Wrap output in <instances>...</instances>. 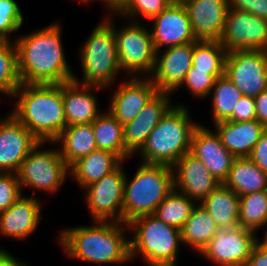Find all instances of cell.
<instances>
[{"mask_svg":"<svg viewBox=\"0 0 267 266\" xmlns=\"http://www.w3.org/2000/svg\"><path fill=\"white\" fill-rule=\"evenodd\" d=\"M253 15L267 20V0L255 1V12Z\"/></svg>","mask_w":267,"mask_h":266,"instance_id":"cell-47","label":"cell"},{"mask_svg":"<svg viewBox=\"0 0 267 266\" xmlns=\"http://www.w3.org/2000/svg\"><path fill=\"white\" fill-rule=\"evenodd\" d=\"M174 189L199 204L221 183L211 175L205 164L190 151L173 166Z\"/></svg>","mask_w":267,"mask_h":266,"instance_id":"cell-16","label":"cell"},{"mask_svg":"<svg viewBox=\"0 0 267 266\" xmlns=\"http://www.w3.org/2000/svg\"><path fill=\"white\" fill-rule=\"evenodd\" d=\"M61 27L54 22L14 41L21 84H61L73 80L61 41Z\"/></svg>","mask_w":267,"mask_h":266,"instance_id":"cell-1","label":"cell"},{"mask_svg":"<svg viewBox=\"0 0 267 266\" xmlns=\"http://www.w3.org/2000/svg\"><path fill=\"white\" fill-rule=\"evenodd\" d=\"M39 142L21 163L17 172L20 187H30L31 195L35 197L37 190L55 193L70 175L69 166L61 157L59 149H41Z\"/></svg>","mask_w":267,"mask_h":266,"instance_id":"cell-9","label":"cell"},{"mask_svg":"<svg viewBox=\"0 0 267 266\" xmlns=\"http://www.w3.org/2000/svg\"><path fill=\"white\" fill-rule=\"evenodd\" d=\"M93 224L61 231L58 243L68 258L100 265H122L131 260L127 223L95 220Z\"/></svg>","mask_w":267,"mask_h":266,"instance_id":"cell-2","label":"cell"},{"mask_svg":"<svg viewBox=\"0 0 267 266\" xmlns=\"http://www.w3.org/2000/svg\"><path fill=\"white\" fill-rule=\"evenodd\" d=\"M61 144L60 154L70 167L78 159L97 150L92 123L67 126L54 142Z\"/></svg>","mask_w":267,"mask_h":266,"instance_id":"cell-26","label":"cell"},{"mask_svg":"<svg viewBox=\"0 0 267 266\" xmlns=\"http://www.w3.org/2000/svg\"><path fill=\"white\" fill-rule=\"evenodd\" d=\"M227 120L232 122H246L256 120L254 98L243 95L237 102L235 111Z\"/></svg>","mask_w":267,"mask_h":266,"instance_id":"cell-40","label":"cell"},{"mask_svg":"<svg viewBox=\"0 0 267 266\" xmlns=\"http://www.w3.org/2000/svg\"><path fill=\"white\" fill-rule=\"evenodd\" d=\"M218 229L209 212L198 203L180 230L182 244L200 253Z\"/></svg>","mask_w":267,"mask_h":266,"instance_id":"cell-30","label":"cell"},{"mask_svg":"<svg viewBox=\"0 0 267 266\" xmlns=\"http://www.w3.org/2000/svg\"><path fill=\"white\" fill-rule=\"evenodd\" d=\"M23 195L17 173H0V213Z\"/></svg>","mask_w":267,"mask_h":266,"instance_id":"cell-39","label":"cell"},{"mask_svg":"<svg viewBox=\"0 0 267 266\" xmlns=\"http://www.w3.org/2000/svg\"><path fill=\"white\" fill-rule=\"evenodd\" d=\"M267 229V228H266ZM262 241V242H261ZM260 241L262 245H264L267 248V230L264 233V238Z\"/></svg>","mask_w":267,"mask_h":266,"instance_id":"cell-49","label":"cell"},{"mask_svg":"<svg viewBox=\"0 0 267 266\" xmlns=\"http://www.w3.org/2000/svg\"><path fill=\"white\" fill-rule=\"evenodd\" d=\"M190 152L199 158L209 173L223 184L236 159L221 143L218 134L199 124L191 138Z\"/></svg>","mask_w":267,"mask_h":266,"instance_id":"cell-20","label":"cell"},{"mask_svg":"<svg viewBox=\"0 0 267 266\" xmlns=\"http://www.w3.org/2000/svg\"><path fill=\"white\" fill-rule=\"evenodd\" d=\"M219 42L227 52L247 49L267 51V20L247 11L229 9Z\"/></svg>","mask_w":267,"mask_h":266,"instance_id":"cell-13","label":"cell"},{"mask_svg":"<svg viewBox=\"0 0 267 266\" xmlns=\"http://www.w3.org/2000/svg\"><path fill=\"white\" fill-rule=\"evenodd\" d=\"M256 120L267 128V90L254 98Z\"/></svg>","mask_w":267,"mask_h":266,"instance_id":"cell-42","label":"cell"},{"mask_svg":"<svg viewBox=\"0 0 267 266\" xmlns=\"http://www.w3.org/2000/svg\"><path fill=\"white\" fill-rule=\"evenodd\" d=\"M0 266H27L20 259L7 252L5 249L0 248Z\"/></svg>","mask_w":267,"mask_h":266,"instance_id":"cell-45","label":"cell"},{"mask_svg":"<svg viewBox=\"0 0 267 266\" xmlns=\"http://www.w3.org/2000/svg\"><path fill=\"white\" fill-rule=\"evenodd\" d=\"M41 209L39 198L22 195L10 208L0 213V235L26 239L38 227Z\"/></svg>","mask_w":267,"mask_h":266,"instance_id":"cell-22","label":"cell"},{"mask_svg":"<svg viewBox=\"0 0 267 266\" xmlns=\"http://www.w3.org/2000/svg\"><path fill=\"white\" fill-rule=\"evenodd\" d=\"M123 164L84 188L85 203L93 221L123 222Z\"/></svg>","mask_w":267,"mask_h":266,"instance_id":"cell-10","label":"cell"},{"mask_svg":"<svg viewBox=\"0 0 267 266\" xmlns=\"http://www.w3.org/2000/svg\"><path fill=\"white\" fill-rule=\"evenodd\" d=\"M237 195L267 190V174H265L249 157H237L223 183Z\"/></svg>","mask_w":267,"mask_h":266,"instance_id":"cell-28","label":"cell"},{"mask_svg":"<svg viewBox=\"0 0 267 266\" xmlns=\"http://www.w3.org/2000/svg\"><path fill=\"white\" fill-rule=\"evenodd\" d=\"M10 112L39 141L54 142L67 127L61 84H21Z\"/></svg>","mask_w":267,"mask_h":266,"instance_id":"cell-3","label":"cell"},{"mask_svg":"<svg viewBox=\"0 0 267 266\" xmlns=\"http://www.w3.org/2000/svg\"><path fill=\"white\" fill-rule=\"evenodd\" d=\"M24 18L15 0H0V39L11 41L10 33L23 26Z\"/></svg>","mask_w":267,"mask_h":266,"instance_id":"cell-37","label":"cell"},{"mask_svg":"<svg viewBox=\"0 0 267 266\" xmlns=\"http://www.w3.org/2000/svg\"><path fill=\"white\" fill-rule=\"evenodd\" d=\"M20 85L15 43L0 39V93L11 98Z\"/></svg>","mask_w":267,"mask_h":266,"instance_id":"cell-35","label":"cell"},{"mask_svg":"<svg viewBox=\"0 0 267 266\" xmlns=\"http://www.w3.org/2000/svg\"><path fill=\"white\" fill-rule=\"evenodd\" d=\"M225 76L243 95L255 98L267 90V51L247 49L228 52Z\"/></svg>","mask_w":267,"mask_h":266,"instance_id":"cell-12","label":"cell"},{"mask_svg":"<svg viewBox=\"0 0 267 266\" xmlns=\"http://www.w3.org/2000/svg\"><path fill=\"white\" fill-rule=\"evenodd\" d=\"M134 177L125 174L123 222L154 214L156 208L174 190L172 167L140 162ZM130 181V182H129Z\"/></svg>","mask_w":267,"mask_h":266,"instance_id":"cell-5","label":"cell"},{"mask_svg":"<svg viewBox=\"0 0 267 266\" xmlns=\"http://www.w3.org/2000/svg\"><path fill=\"white\" fill-rule=\"evenodd\" d=\"M90 1H92V0H90ZM100 1H103V3H105L104 5L107 7L106 10H109L108 14L109 15L115 14V17H116V15L118 16L120 11L125 6V0H100Z\"/></svg>","mask_w":267,"mask_h":266,"instance_id":"cell-46","label":"cell"},{"mask_svg":"<svg viewBox=\"0 0 267 266\" xmlns=\"http://www.w3.org/2000/svg\"><path fill=\"white\" fill-rule=\"evenodd\" d=\"M196 205L194 200L174 189L156 208L153 215L165 224L181 230Z\"/></svg>","mask_w":267,"mask_h":266,"instance_id":"cell-32","label":"cell"},{"mask_svg":"<svg viewBox=\"0 0 267 266\" xmlns=\"http://www.w3.org/2000/svg\"><path fill=\"white\" fill-rule=\"evenodd\" d=\"M215 132L224 147L236 158L249 157L266 127L257 120L246 122L219 121Z\"/></svg>","mask_w":267,"mask_h":266,"instance_id":"cell-24","label":"cell"},{"mask_svg":"<svg viewBox=\"0 0 267 266\" xmlns=\"http://www.w3.org/2000/svg\"><path fill=\"white\" fill-rule=\"evenodd\" d=\"M210 94H212L214 124L227 120L233 114L237 102L243 96L242 92L225 75L215 80Z\"/></svg>","mask_w":267,"mask_h":266,"instance_id":"cell-33","label":"cell"},{"mask_svg":"<svg viewBox=\"0 0 267 266\" xmlns=\"http://www.w3.org/2000/svg\"><path fill=\"white\" fill-rule=\"evenodd\" d=\"M227 53L219 41L198 40L194 42L192 66L217 79L225 75Z\"/></svg>","mask_w":267,"mask_h":266,"instance_id":"cell-31","label":"cell"},{"mask_svg":"<svg viewBox=\"0 0 267 266\" xmlns=\"http://www.w3.org/2000/svg\"><path fill=\"white\" fill-rule=\"evenodd\" d=\"M215 80L207 71L195 70V67L192 66L177 89L185 86L194 97L204 99L210 95Z\"/></svg>","mask_w":267,"mask_h":266,"instance_id":"cell-38","label":"cell"},{"mask_svg":"<svg viewBox=\"0 0 267 266\" xmlns=\"http://www.w3.org/2000/svg\"><path fill=\"white\" fill-rule=\"evenodd\" d=\"M112 15L106 16L82 44L80 64L82 80L74 74L73 81L80 85L107 88L122 73L118 66L116 38Z\"/></svg>","mask_w":267,"mask_h":266,"instance_id":"cell-7","label":"cell"},{"mask_svg":"<svg viewBox=\"0 0 267 266\" xmlns=\"http://www.w3.org/2000/svg\"><path fill=\"white\" fill-rule=\"evenodd\" d=\"M102 87L80 85L69 81L62 83V97L67 126L92 123L101 113L95 90ZM92 91V92H91Z\"/></svg>","mask_w":267,"mask_h":266,"instance_id":"cell-23","label":"cell"},{"mask_svg":"<svg viewBox=\"0 0 267 266\" xmlns=\"http://www.w3.org/2000/svg\"><path fill=\"white\" fill-rule=\"evenodd\" d=\"M249 158L267 174V128L253 148Z\"/></svg>","mask_w":267,"mask_h":266,"instance_id":"cell-41","label":"cell"},{"mask_svg":"<svg viewBox=\"0 0 267 266\" xmlns=\"http://www.w3.org/2000/svg\"><path fill=\"white\" fill-rule=\"evenodd\" d=\"M169 5L168 0H127L118 15L134 22H140L139 17L150 22L153 17L159 15Z\"/></svg>","mask_w":267,"mask_h":266,"instance_id":"cell-36","label":"cell"},{"mask_svg":"<svg viewBox=\"0 0 267 266\" xmlns=\"http://www.w3.org/2000/svg\"><path fill=\"white\" fill-rule=\"evenodd\" d=\"M150 21L153 22L151 33L156 52L162 48L198 41L184 5H169Z\"/></svg>","mask_w":267,"mask_h":266,"instance_id":"cell-18","label":"cell"},{"mask_svg":"<svg viewBox=\"0 0 267 266\" xmlns=\"http://www.w3.org/2000/svg\"><path fill=\"white\" fill-rule=\"evenodd\" d=\"M97 149L116 154L123 162L132 156L125 150L123 125L108 111L92 122Z\"/></svg>","mask_w":267,"mask_h":266,"instance_id":"cell-29","label":"cell"},{"mask_svg":"<svg viewBox=\"0 0 267 266\" xmlns=\"http://www.w3.org/2000/svg\"><path fill=\"white\" fill-rule=\"evenodd\" d=\"M256 0H228L229 9L247 11L251 14L255 12Z\"/></svg>","mask_w":267,"mask_h":266,"instance_id":"cell-44","label":"cell"},{"mask_svg":"<svg viewBox=\"0 0 267 266\" xmlns=\"http://www.w3.org/2000/svg\"><path fill=\"white\" fill-rule=\"evenodd\" d=\"M170 5H185L192 0H168Z\"/></svg>","mask_w":267,"mask_h":266,"instance_id":"cell-48","label":"cell"},{"mask_svg":"<svg viewBox=\"0 0 267 266\" xmlns=\"http://www.w3.org/2000/svg\"><path fill=\"white\" fill-rule=\"evenodd\" d=\"M140 22L130 21L118 29L113 22L118 66L128 77H149L155 66L152 33Z\"/></svg>","mask_w":267,"mask_h":266,"instance_id":"cell-8","label":"cell"},{"mask_svg":"<svg viewBox=\"0 0 267 266\" xmlns=\"http://www.w3.org/2000/svg\"><path fill=\"white\" fill-rule=\"evenodd\" d=\"M40 141L11 113L0 121V173H17Z\"/></svg>","mask_w":267,"mask_h":266,"instance_id":"cell-14","label":"cell"},{"mask_svg":"<svg viewBox=\"0 0 267 266\" xmlns=\"http://www.w3.org/2000/svg\"><path fill=\"white\" fill-rule=\"evenodd\" d=\"M200 205L209 212L219 228L239 225L240 196L220 184Z\"/></svg>","mask_w":267,"mask_h":266,"instance_id":"cell-27","label":"cell"},{"mask_svg":"<svg viewBox=\"0 0 267 266\" xmlns=\"http://www.w3.org/2000/svg\"><path fill=\"white\" fill-rule=\"evenodd\" d=\"M157 92L149 77H130L111 95L108 112L125 125L138 116Z\"/></svg>","mask_w":267,"mask_h":266,"instance_id":"cell-17","label":"cell"},{"mask_svg":"<svg viewBox=\"0 0 267 266\" xmlns=\"http://www.w3.org/2000/svg\"><path fill=\"white\" fill-rule=\"evenodd\" d=\"M256 234L240 225L219 228L199 254L218 266H246L253 248L259 242Z\"/></svg>","mask_w":267,"mask_h":266,"instance_id":"cell-11","label":"cell"},{"mask_svg":"<svg viewBox=\"0 0 267 266\" xmlns=\"http://www.w3.org/2000/svg\"><path fill=\"white\" fill-rule=\"evenodd\" d=\"M184 6L197 40L219 41L229 10L228 0H192Z\"/></svg>","mask_w":267,"mask_h":266,"instance_id":"cell-21","label":"cell"},{"mask_svg":"<svg viewBox=\"0 0 267 266\" xmlns=\"http://www.w3.org/2000/svg\"><path fill=\"white\" fill-rule=\"evenodd\" d=\"M188 107L173 105L149 134L138 152L142 162L173 166L191 148V138L199 125L191 120Z\"/></svg>","mask_w":267,"mask_h":266,"instance_id":"cell-4","label":"cell"},{"mask_svg":"<svg viewBox=\"0 0 267 266\" xmlns=\"http://www.w3.org/2000/svg\"><path fill=\"white\" fill-rule=\"evenodd\" d=\"M239 225L256 233L267 226V190L240 196Z\"/></svg>","mask_w":267,"mask_h":266,"instance_id":"cell-34","label":"cell"},{"mask_svg":"<svg viewBox=\"0 0 267 266\" xmlns=\"http://www.w3.org/2000/svg\"><path fill=\"white\" fill-rule=\"evenodd\" d=\"M170 95L169 92H157L135 119L123 125L125 150L131 156L138 154L149 134L173 106Z\"/></svg>","mask_w":267,"mask_h":266,"instance_id":"cell-19","label":"cell"},{"mask_svg":"<svg viewBox=\"0 0 267 266\" xmlns=\"http://www.w3.org/2000/svg\"><path fill=\"white\" fill-rule=\"evenodd\" d=\"M123 161L114 153L95 150L69 167L70 177L82 189L114 171Z\"/></svg>","mask_w":267,"mask_h":266,"instance_id":"cell-25","label":"cell"},{"mask_svg":"<svg viewBox=\"0 0 267 266\" xmlns=\"http://www.w3.org/2000/svg\"><path fill=\"white\" fill-rule=\"evenodd\" d=\"M246 266H267V248L259 242L253 248Z\"/></svg>","mask_w":267,"mask_h":266,"instance_id":"cell-43","label":"cell"},{"mask_svg":"<svg viewBox=\"0 0 267 266\" xmlns=\"http://www.w3.org/2000/svg\"><path fill=\"white\" fill-rule=\"evenodd\" d=\"M130 258L143 257L148 266H177L181 247V231L165 224L153 214L143 215L127 223Z\"/></svg>","mask_w":267,"mask_h":266,"instance_id":"cell-6","label":"cell"},{"mask_svg":"<svg viewBox=\"0 0 267 266\" xmlns=\"http://www.w3.org/2000/svg\"><path fill=\"white\" fill-rule=\"evenodd\" d=\"M194 42L156 52L155 66L149 76L158 92L174 93L192 67Z\"/></svg>","mask_w":267,"mask_h":266,"instance_id":"cell-15","label":"cell"},{"mask_svg":"<svg viewBox=\"0 0 267 266\" xmlns=\"http://www.w3.org/2000/svg\"><path fill=\"white\" fill-rule=\"evenodd\" d=\"M77 1H79V2H81V3H84V4H88V3H90V0H77Z\"/></svg>","mask_w":267,"mask_h":266,"instance_id":"cell-50","label":"cell"}]
</instances>
